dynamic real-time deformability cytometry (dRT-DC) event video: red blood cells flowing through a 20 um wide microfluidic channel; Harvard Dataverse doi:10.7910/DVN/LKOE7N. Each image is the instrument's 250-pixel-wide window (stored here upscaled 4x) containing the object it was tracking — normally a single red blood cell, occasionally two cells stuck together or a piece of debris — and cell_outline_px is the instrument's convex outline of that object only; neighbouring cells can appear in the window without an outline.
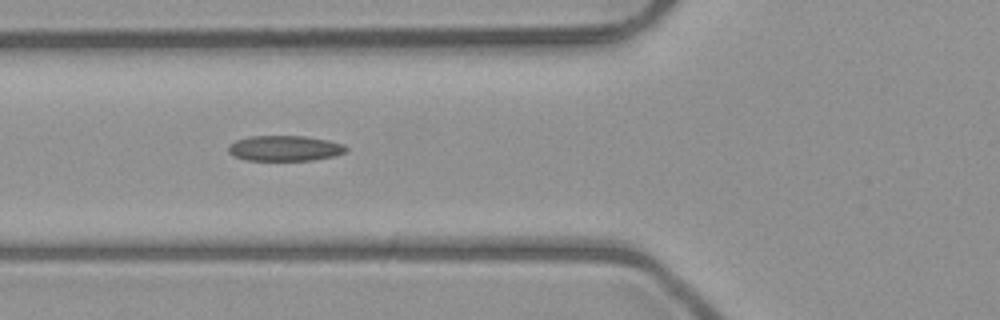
{"species": "common noctule bat (a hibernating species)", "species_latin": "Nyctalus noctula", "temperature_condition": "room temperature", "stored_images_in_passage": 8, "camera_frame_rate_fps": 3000, "um_per_image_px": 0.085, "animal": {"sex": "male", "body_mass_g": 23.1, "forearm_length_mm": 52.7}, "frame": {"image": 1, "passage_image": 6, "time_ms": 6.333, "image_size_px": [1000, 320], "cell_outline_px": [[348, 148], [344, 152], [332, 156], [312, 160], [244, 160], [232, 156], [228, 152], [228, 144], [236, 140], [248, 136], [304, 136], [328, 140], [344, 144]], "centroid_in_image_um": [24.15, 12.6], "position_along_channel_um": 101.7, "area_um2": 17.51}}
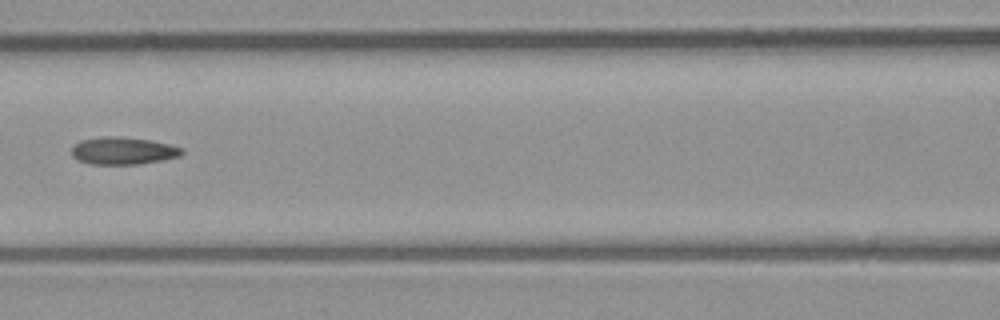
{"frame": {"image": 2, "passage_image": 7, "time_ms": 7.667, "image_size_px": [1000, 320], "cell_outline_px": [[184, 152], [180, 156], [164, 160], [136, 164], [88, 164], [76, 160], [72, 156], [72, 148], [76, 144], [84, 140], [104, 136], [116, 136], [148, 140], [168, 144], [184, 148]], "centroid_in_image_um": [10.47, 12.83], "position_along_channel_um": 156.1, "area_um2": 17.51}}
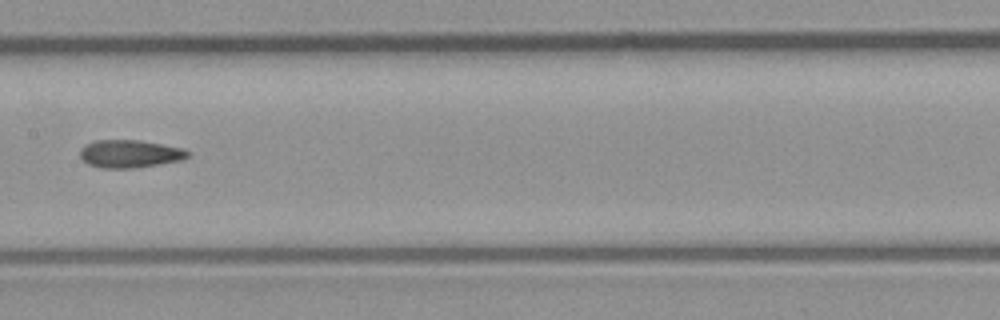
{"frame": {"image": 3, "passage_image": 8, "time_ms": 8.667, "image_size_px": [1000, 320], "cell_outline_px": [[188, 156], [180, 160], [132, 168], [100, 168], [88, 164], [80, 156], [80, 148], [96, 140], [140, 140], [184, 148], [188, 152]], "centroid_in_image_um": [11.01, 13.06], "position_along_channel_um": 196.4, "area_um2": 17.22}}